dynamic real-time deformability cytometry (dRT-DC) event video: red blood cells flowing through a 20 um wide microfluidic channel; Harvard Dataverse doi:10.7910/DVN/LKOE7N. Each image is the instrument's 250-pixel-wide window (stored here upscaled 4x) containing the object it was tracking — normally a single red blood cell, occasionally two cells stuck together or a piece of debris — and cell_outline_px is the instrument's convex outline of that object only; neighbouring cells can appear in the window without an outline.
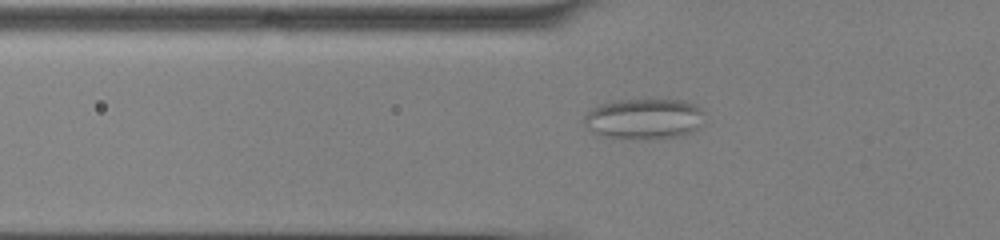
{"species": "common noctule bat (a hibernating species)", "species_latin": "Nyctalus noctula", "temperature_condition": "cold", "stored_images_in_passage": 40, "camera_frame_rate_fps": 3000, "um_per_image_px": 0.085, "animal": {"sex": "male", "body_mass_g": 13.0, "forearm_length_mm": 53.1}, "frame": {"image": 1, "passage_image": 6, "time_ms": 1.667, "image_size_px": [1000, 240], "cell_outline_px": [[704, 112], [696, 128], [692, 132], [684, 136], [656, 140], [636, 140], [604, 136], [588, 128], [584, 124], [584, 116], [592, 108], [600, 104], [616, 100], [684, 100], [696, 104]], "centroid_in_image_um": [54.76, 10.12], "position_along_channel_um": 71.0, "area_um2": 28.78}}
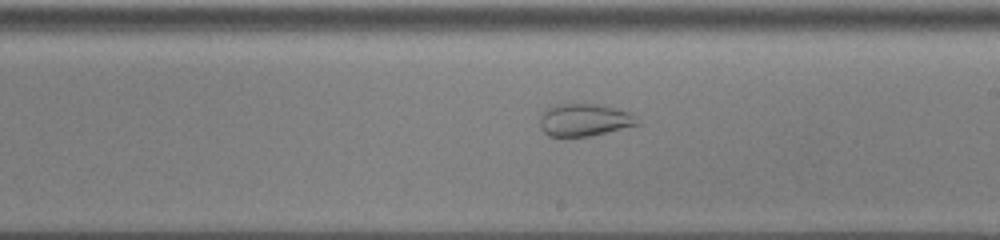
{"frame": {"image": 2, "passage_image": 19, "time_ms": 6.0, "image_size_px": [1000, 240], "cell_outline_px": [[640, 124], [592, 136], [548, 136], [540, 128], [540, 116], [548, 108], [556, 104], [596, 104], [616, 108], [628, 112]], "centroid_in_image_um": [49.63, 10.2], "position_along_channel_um": 239.4, "area_um2": 18.21}}
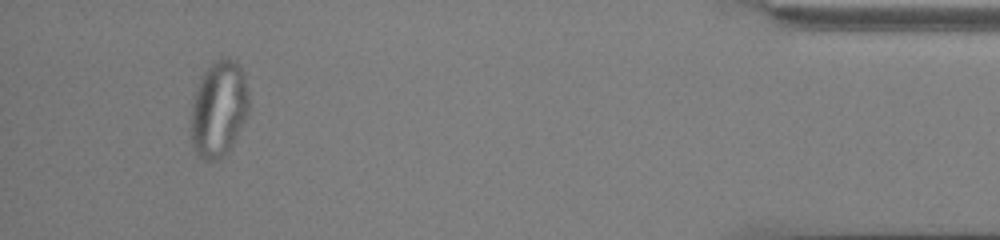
{"frame": {"image": 3, "passage_image": 37, "time_ms": 12.0, "image_size_px": [1000, 240], "cell_outline_px": [[248, 112], [228, 152], [216, 160], [204, 160], [192, 148], [192, 100], [200, 76], [216, 60], [228, 56], [244, 72], [248, 92]], "centroid_in_image_um": [18.58, 9.24], "position_along_channel_um": 416.6, "area_um2": 32.08}, "authors_computed_cell_mechanics": {"area_um2": 26.9348, "velocity_mm_per_s": 3.9193, "shape_relaxation_time_tau1_ms": null, "shape_relaxation_time_tau2_ms": 1.0937, "deformation_change_tau1": null, "deformation_change_tau2": 0.0598}}